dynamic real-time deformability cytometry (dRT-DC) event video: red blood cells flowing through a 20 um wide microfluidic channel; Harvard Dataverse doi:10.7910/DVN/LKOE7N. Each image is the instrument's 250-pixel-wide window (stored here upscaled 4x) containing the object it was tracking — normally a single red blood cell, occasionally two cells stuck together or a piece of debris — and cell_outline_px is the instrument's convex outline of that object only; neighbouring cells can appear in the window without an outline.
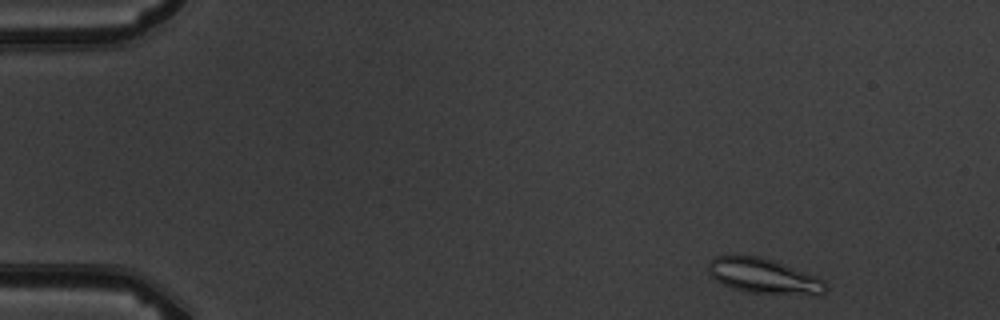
{"species": "common noctule bat (a hibernating species)", "species_latin": "Nyctalus noctula", "temperature_condition": "warm", "stored_images_in_passage": 4, "camera_frame_rate_fps": 3000, "um_per_image_px": 0.085, "animal": {"sex": "male", "body_mass_g": 19.5, "forearm_length_mm": 54.6}, "frame": {"image": 1, "passage_image": 1, "time_ms": 0.0, "image_size_px": [1000, 320], "cell_outline_px": [[828, 288], [820, 296], [812, 296], [748, 292], [724, 284], [716, 280], [708, 272], [708, 264], [712, 256], [756, 256], [772, 260], [824, 280]], "centroid_in_image_um": [64.95, 23.49], "position_along_channel_um": 20.1, "area_um2": 23.76}}
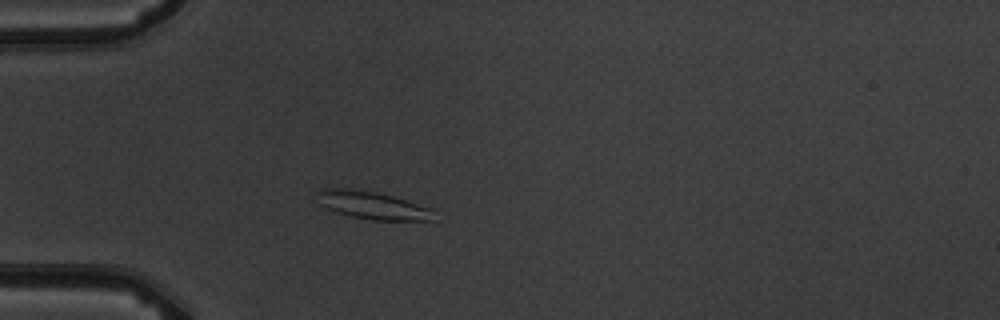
{"frame": {"image": 2, "passage_image": 4, "time_ms": 3.333, "image_size_px": [1000, 320], "cell_outline_px": [[432, 220], [372, 220], [352, 216], [336, 212], [320, 204], [316, 192], [324, 188], [356, 188], [376, 192], [392, 196], [432, 208]], "centroid_in_image_um": [31.61, 17.43], "position_along_channel_um": 53.4, "area_um2": 18.67}}